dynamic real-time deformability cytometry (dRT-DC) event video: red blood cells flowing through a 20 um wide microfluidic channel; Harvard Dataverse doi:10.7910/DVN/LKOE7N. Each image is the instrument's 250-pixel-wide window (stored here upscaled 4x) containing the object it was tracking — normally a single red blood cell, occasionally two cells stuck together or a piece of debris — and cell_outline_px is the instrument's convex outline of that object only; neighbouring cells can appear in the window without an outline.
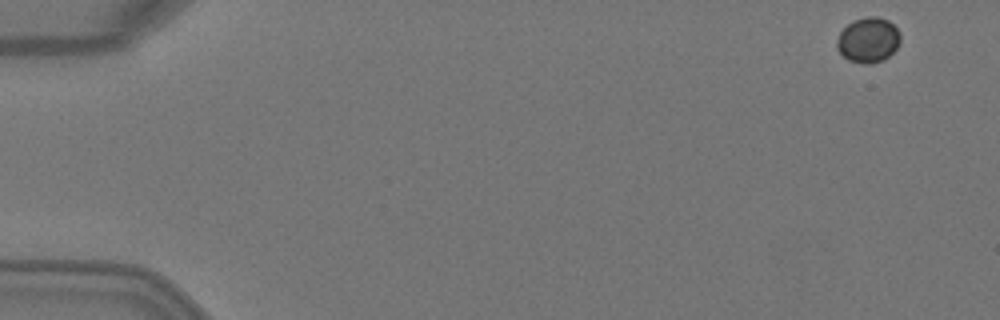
{"species": "Egyptian fruit bat (a non-hibernating species)", "species_latin": "Rousettus aegyptiacus", "temperature_condition": "warm", "stored_images_in_passage": 4, "camera_frame_rate_fps": 3000, "um_per_image_px": 0.085, "animal": {"sex": "female"}, "frame": {"image": 1, "passage_image": 1, "time_ms": 0.0, "image_size_px": [1000, 320], "cell_outline_px": [[900, 40], [896, 48], [884, 60], [872, 64], [864, 64], [848, 60], [836, 48], [836, 40], [840, 32], [848, 24], [856, 20], [868, 16], [876, 16], [888, 20], [900, 32]], "centroid_in_image_um": [73.79, 3.41], "position_along_channel_um": 11.2, "area_um2": 16.65}}